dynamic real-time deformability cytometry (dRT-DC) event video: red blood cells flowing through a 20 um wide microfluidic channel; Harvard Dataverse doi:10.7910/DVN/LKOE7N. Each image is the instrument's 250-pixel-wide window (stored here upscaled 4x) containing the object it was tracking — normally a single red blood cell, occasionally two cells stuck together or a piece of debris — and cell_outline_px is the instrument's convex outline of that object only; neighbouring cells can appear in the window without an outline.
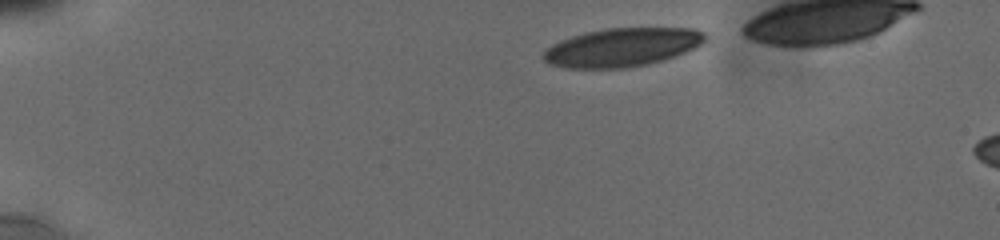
{"species": "human", "species_latin": "Homo sapiens", "temperature_condition": "cold", "stored_images_in_passage": 53, "camera_frame_rate_fps": 3000, "um_per_image_px": 0.085, "donor": {"sex": "male"}, "frame": {"image": 1, "passage_image": 1, "time_ms": 0.0, "image_size_px": [1000, 240], "cell_outline_px": [[708, 40], [696, 48], [676, 56], [664, 60], [648, 64], [628, 68], [564, 68], [548, 64], [540, 56], [544, 48], [560, 40], [572, 36], [588, 32], [608, 28], [696, 28], [704, 32], [708, 36]], "centroid_in_image_um": [52.89, 4.03], "position_along_channel_um": 32.1, "area_um2": 36.93}}
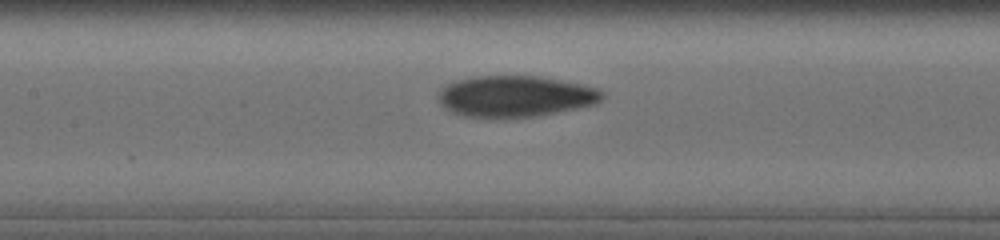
{"frame": {"image": 2, "passage_image": 23, "time_ms": 5.667, "image_size_px": [1000, 240], "cell_outline_px": [[604, 96], [596, 104], [536, 116], [504, 120], [496, 120], [464, 116], [452, 112], [444, 108], [436, 100], [436, 92], [440, 88], [456, 80], [472, 76], [540, 76], [584, 84], [596, 88], [604, 92]], "centroid_in_image_um": [43.73, 8.21], "position_along_channel_um": 163.7, "area_um2": 40.46}}
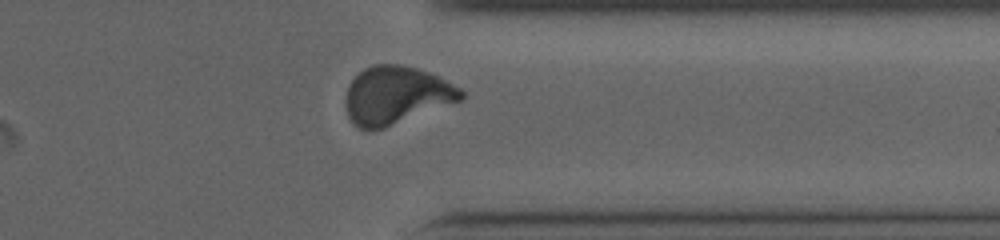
{"frame": {"image": 3, "passage_image": 47, "time_ms": 11.333, "image_size_px": [1000, 240], "cell_outline_px": [[464, 96], [460, 100], [384, 128], [372, 132], [360, 128], [348, 116], [344, 104], [344, 100], [348, 84], [364, 68], [372, 64], [400, 64], [416, 68], [428, 72], [460, 88], [464, 92]], "centroid_in_image_um": [33.61, 8.1], "position_along_channel_um": 377.8, "area_um2": 38.73}, "authors_computed_cell_mechanics": {"area_um2": 38.726, "velocity_mm_per_s": 3.8035, "shape_relaxation_time_tau1_ms": 5.4129, "shape_relaxation_time_tau2_ms": 1.63, "deformation_change_tau1": 0.1947, "deformation_change_tau2": 0.0665}}